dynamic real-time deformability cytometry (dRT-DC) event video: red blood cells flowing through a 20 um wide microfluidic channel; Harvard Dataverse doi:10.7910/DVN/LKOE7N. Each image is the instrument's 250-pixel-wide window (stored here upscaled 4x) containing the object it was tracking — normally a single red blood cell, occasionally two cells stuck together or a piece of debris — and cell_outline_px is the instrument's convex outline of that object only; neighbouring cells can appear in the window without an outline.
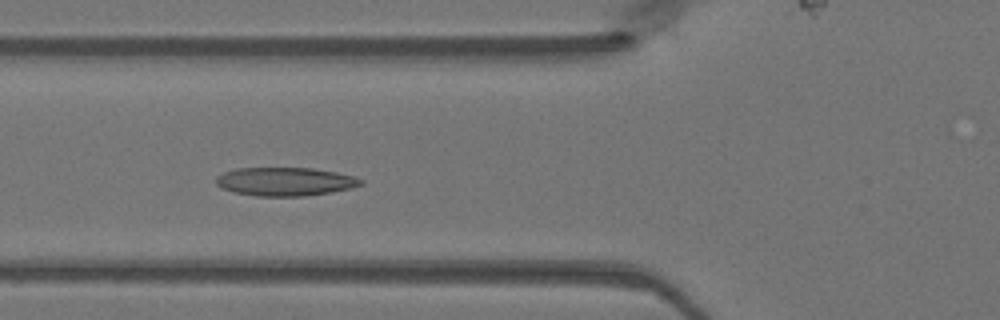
{"species": "Egyptian fruit bat (a non-hibernating species)", "species_latin": "Rousettus aegyptiacus", "temperature_condition": "warm", "stored_images_in_passage": 40, "camera_frame_rate_fps": 3000, "um_per_image_px": 0.085, "animal": {"sex": "female"}, "frame": {"image": 1, "passage_image": 16, "time_ms": 5.0, "image_size_px": [1000, 320], "cell_outline_px": [[364, 184], [352, 188], [332, 192], [304, 196], [256, 196], [236, 192], [220, 188], [216, 184], [216, 176], [224, 172], [236, 168], [312, 168], [336, 172], [352, 176], [364, 180]], "centroid_in_image_um": [24.24, 15.43], "position_along_channel_um": 101.6, "area_um2": 24.1}}
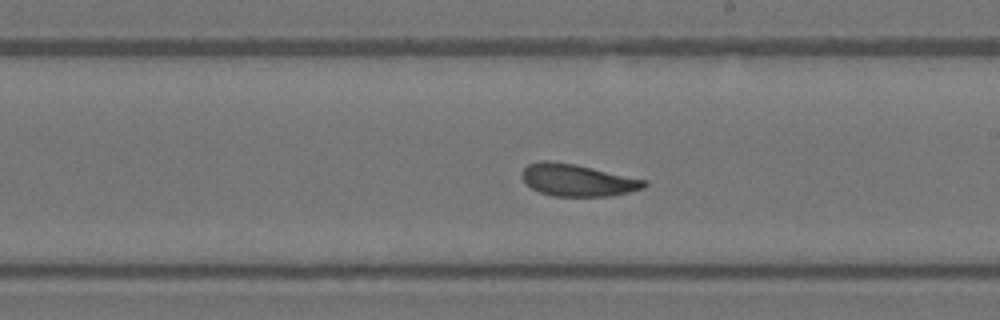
{"frame": {"image": 2, "passage_image": 26, "time_ms": 8.333, "image_size_px": [1000, 320], "cell_outline_px": [[648, 184], [644, 188], [628, 192], [608, 196], [552, 196], [540, 192], [532, 188], [520, 176], [524, 168], [528, 164], [540, 160], [552, 160], [576, 164], [648, 180]], "centroid_in_image_um": [49.09, 15.3], "position_along_channel_um": 239.9, "area_um2": 23.0}}
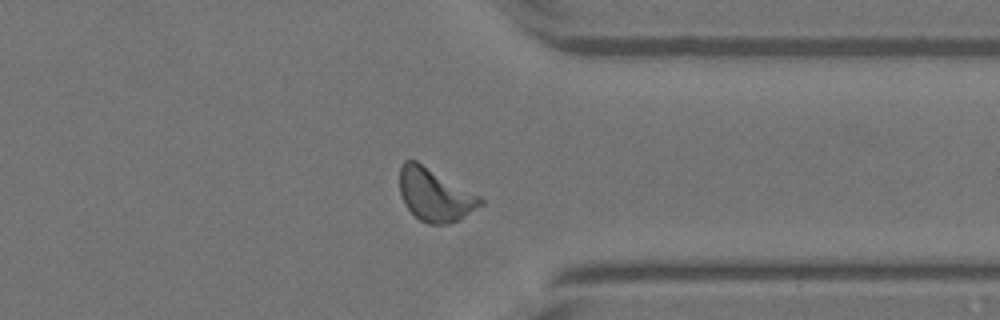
{"frame": {"image": 3, "passage_image": 36, "time_ms": 11.667, "image_size_px": [1000, 320], "cell_outline_px": [[484, 204], [460, 220], [448, 224], [428, 224], [420, 220], [408, 208], [400, 192], [400, 168], [404, 160], [416, 160], [480, 196], [484, 200]], "centroid_in_image_um": [36.99, 16.57], "position_along_channel_um": 374.4, "area_um2": 24.68}}